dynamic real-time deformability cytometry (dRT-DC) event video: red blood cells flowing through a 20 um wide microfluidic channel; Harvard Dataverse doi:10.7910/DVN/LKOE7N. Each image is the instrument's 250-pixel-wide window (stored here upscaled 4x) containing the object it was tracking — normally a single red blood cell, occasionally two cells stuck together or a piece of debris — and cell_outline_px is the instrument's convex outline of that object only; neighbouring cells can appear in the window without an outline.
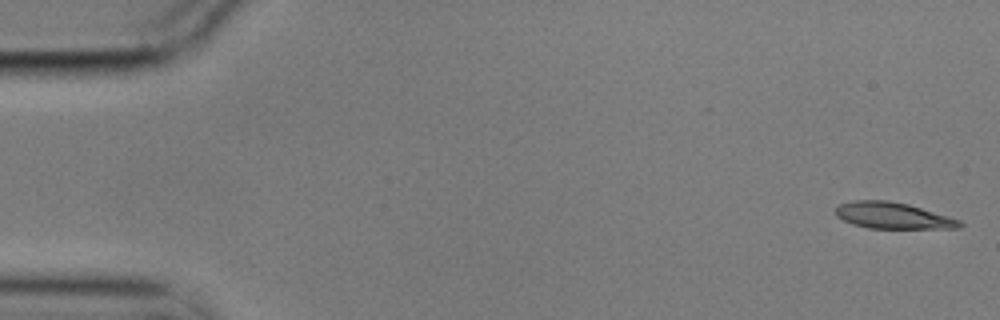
{"species": "common noctule bat (a hibernating species)", "species_latin": "Nyctalus noctula", "temperature_condition": "cold", "stored_images_in_passage": 15, "camera_frame_rate_fps": 3000, "um_per_image_px": 0.085, "animal": {"sex": "male", "body_mass_g": 17.9}, "frame": {"image": 1, "passage_image": 1, "time_ms": 0.0, "image_size_px": [1000, 320], "cell_outline_px": [[964, 224], [960, 228], [868, 228], [852, 224], [836, 216], [836, 208], [840, 204], [852, 200], [888, 200], [908, 204], [948, 216], [960, 220]], "centroid_in_image_um": [75.88, 18.32], "position_along_channel_um": 9.1, "area_um2": 18.96}}
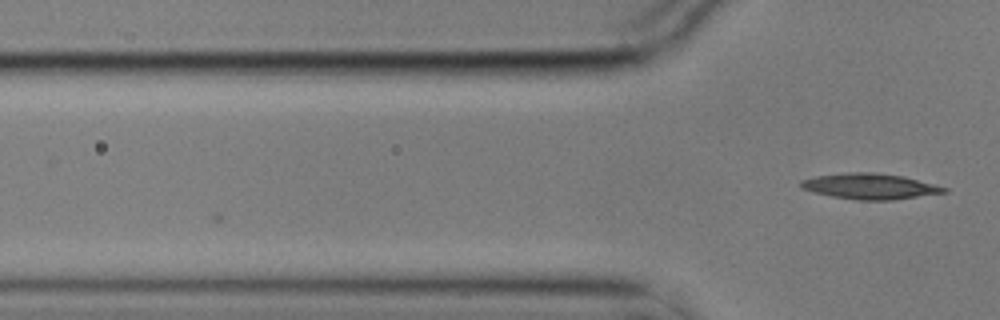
{"frame": {"image": 2, "passage_image": 15, "time_ms": 4.667, "image_size_px": [1000, 320], "cell_outline_px": [[948, 192], [892, 200], [856, 200], [832, 196], [812, 192], [800, 188], [800, 180], [816, 176], [848, 172], [876, 172], [904, 176], [948, 188]], "centroid_in_image_um": [73.93, 15.83], "position_along_channel_um": 51.9, "area_um2": 21.5}}